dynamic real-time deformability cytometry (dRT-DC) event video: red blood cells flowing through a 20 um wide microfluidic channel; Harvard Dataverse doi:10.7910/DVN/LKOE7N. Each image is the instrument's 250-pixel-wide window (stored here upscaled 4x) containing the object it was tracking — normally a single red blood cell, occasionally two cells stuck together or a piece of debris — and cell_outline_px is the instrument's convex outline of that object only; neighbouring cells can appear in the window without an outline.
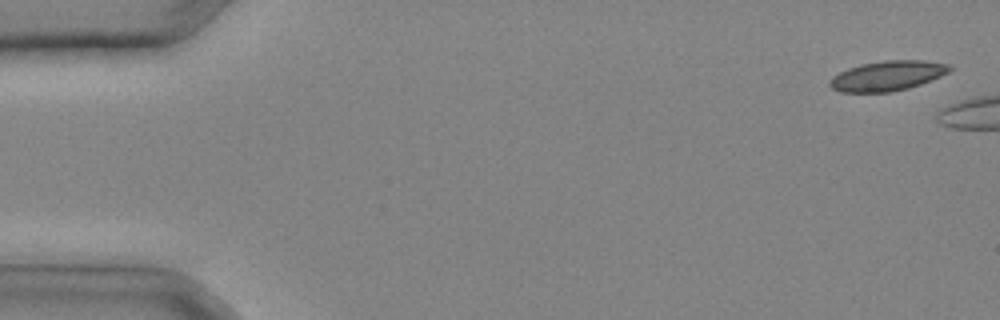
{"species": "common noctule bat (a hibernating species)", "species_latin": "Nyctalus noctula", "temperature_condition": "cold", "stored_images_in_passage": 4, "camera_frame_rate_fps": 3000, "um_per_image_px": 0.085, "animal": {"sex": "male", "body_mass_g": 20.4}, "frame": {"image": 1, "passage_image": 1, "time_ms": 0.0, "image_size_px": [1000, 320], "cell_outline_px": [[952, 68], [948, 72], [940, 76], [920, 84], [908, 88], [892, 92], [840, 92], [832, 88], [828, 84], [828, 80], [832, 76], [848, 68], [860, 64], [884, 60], [924, 60], [948, 64]], "centroid_in_image_um": [75.39, 6.44], "position_along_channel_um": 9.6, "area_um2": 20.92}}